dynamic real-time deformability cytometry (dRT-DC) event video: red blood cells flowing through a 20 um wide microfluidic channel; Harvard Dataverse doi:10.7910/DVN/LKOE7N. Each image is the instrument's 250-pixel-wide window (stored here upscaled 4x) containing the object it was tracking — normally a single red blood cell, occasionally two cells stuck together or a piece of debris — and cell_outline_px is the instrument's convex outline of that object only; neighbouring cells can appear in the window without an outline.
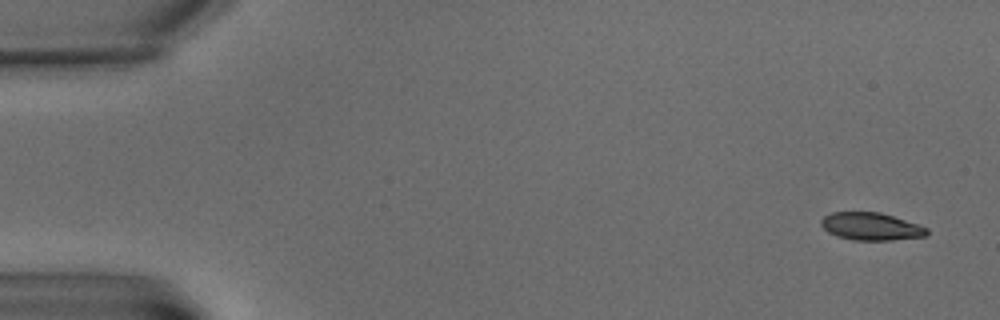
{"species": "common noctule bat (a hibernating species)", "species_latin": "Nyctalus noctula", "temperature_condition": "warm", "stored_images_in_passage": 9, "camera_frame_rate_fps": 3000, "um_per_image_px": 0.085, "animal": {"sex": "male", "body_mass_g": 15.6}, "frame": {"image": 1, "passage_image": 1, "time_ms": 0.0, "image_size_px": [1000, 320], "cell_outline_px": [[928, 236], [892, 240], [852, 240], [836, 236], [828, 232], [820, 224], [820, 220], [824, 216], [832, 212], [880, 212], [928, 228]], "centroid_in_image_um": [74.01, 19.25], "position_along_channel_um": 11.0, "area_um2": 16.99}}
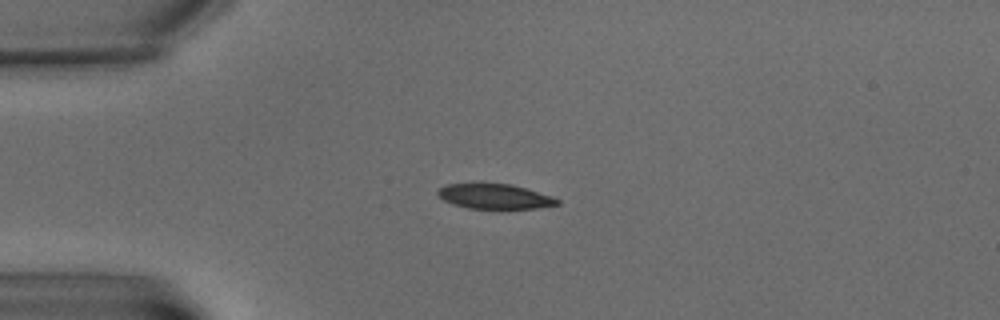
{"frame": {"image": 2, "passage_image": 4, "time_ms": 5.0, "image_size_px": [1000, 320], "cell_outline_px": [[560, 204], [540, 208], [468, 208], [452, 204], [444, 200], [436, 192], [440, 188], [448, 184], [480, 180], [512, 184], [552, 196], [560, 200]], "centroid_in_image_um": [42.02, 16.64], "position_along_channel_um": 43.0, "area_um2": 18.03}}